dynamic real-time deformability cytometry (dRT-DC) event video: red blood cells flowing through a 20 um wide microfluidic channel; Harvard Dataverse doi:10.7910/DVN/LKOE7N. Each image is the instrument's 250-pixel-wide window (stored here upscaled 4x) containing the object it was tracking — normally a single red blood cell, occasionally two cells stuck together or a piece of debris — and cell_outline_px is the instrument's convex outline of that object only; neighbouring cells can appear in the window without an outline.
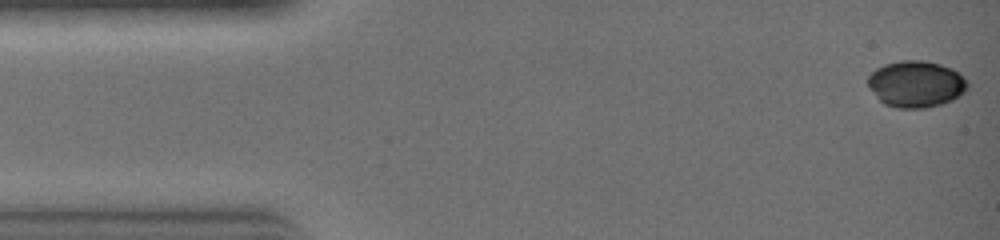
{"species": "common noctule bat (a hibernating species)", "species_latin": "Nyctalus noctula", "temperature_condition": "warm", "stored_images_in_passage": 22, "camera_frame_rate_fps": 3000, "um_per_image_px": 0.085, "animal": {"sex": "female", "body_mass_g": 19.0, "forearm_length_mm": 51.5}, "frame": {"image": 1, "passage_image": 1, "time_ms": 0.0, "image_size_px": [1000, 240], "cell_outline_px": [[968, 88], [964, 92], [952, 100], [940, 104], [924, 108], [900, 108], [884, 104], [876, 96], [868, 84], [868, 76], [876, 68], [884, 64], [904, 60], [920, 60], [940, 64], [956, 72], [968, 80]], "centroid_in_image_um": [77.86, 7.14], "position_along_channel_um": 7.1, "area_um2": 26.7}}
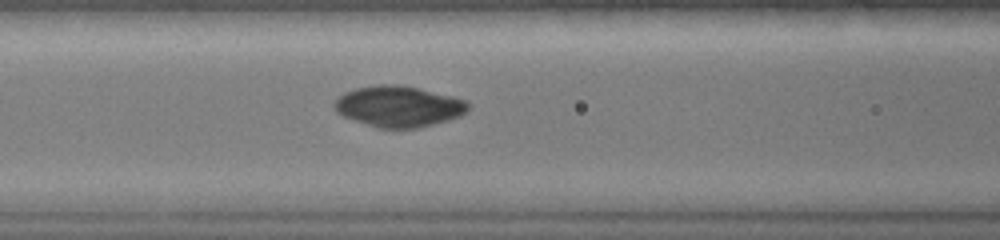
{"frame": {"image": 2, "passage_image": 12, "time_ms": 3.667, "image_size_px": [1000, 240], "cell_outline_px": [[468, 108], [460, 116], [448, 120], [420, 128], [380, 128], [344, 116], [336, 112], [332, 104], [344, 92], [356, 88], [380, 84], [400, 84], [452, 96], [464, 100], [468, 104]], "centroid_in_image_um": [33.86, 9.04], "position_along_channel_um": 132.7, "area_um2": 31.62}}
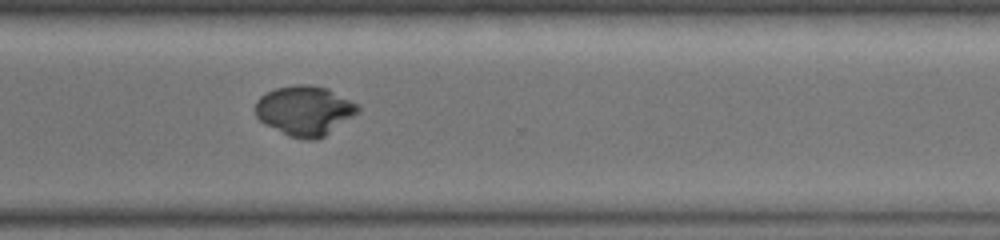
{"frame": {"image": 3, "passage_image": 22, "time_ms": 7.0, "image_size_px": [1000, 240], "cell_outline_px": [[360, 112], [324, 136], [316, 140], [304, 140], [288, 136], [264, 124], [256, 116], [256, 100], [260, 96], [276, 88], [296, 84], [312, 84], [328, 88], [360, 104]], "centroid_in_image_um": [25.92, 9.4], "position_along_channel_um": 344.7, "area_um2": 30.06}}